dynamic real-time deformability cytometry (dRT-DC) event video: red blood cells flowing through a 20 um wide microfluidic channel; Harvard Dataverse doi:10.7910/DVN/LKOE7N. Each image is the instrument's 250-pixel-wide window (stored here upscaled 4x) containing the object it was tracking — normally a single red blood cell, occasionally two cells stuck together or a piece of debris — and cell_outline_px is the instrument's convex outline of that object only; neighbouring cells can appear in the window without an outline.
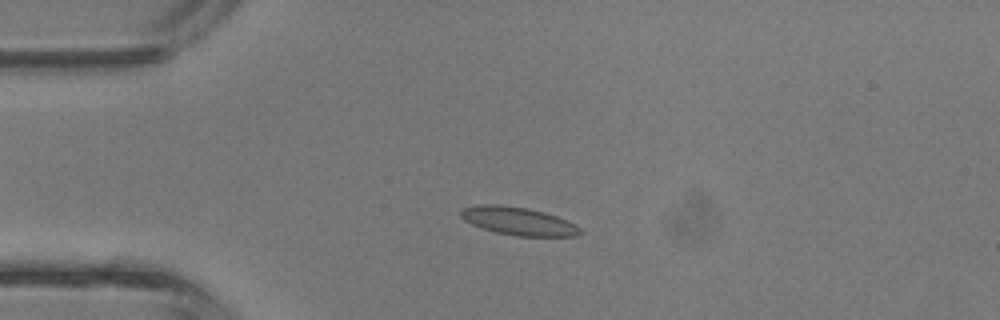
{"species": "common noctule bat (a hibernating species)", "species_latin": "Nyctalus noctula", "temperature_condition": "room temperature", "stored_images_in_passage": 16, "camera_frame_rate_fps": 3000, "um_per_image_px": 0.085, "animal": {"sex": "male", "body_mass_g": 13.3}, "frame": {"image": 1, "passage_image": 9, "time_ms": 2.667, "image_size_px": [1000, 320], "cell_outline_px": [[584, 232], [576, 236], [516, 236], [496, 232], [472, 224], [464, 220], [460, 216], [460, 208], [480, 204], [500, 204], [528, 208], [544, 212], [556, 216], [576, 224]], "centroid_in_image_um": [44.05, 18.78], "position_along_channel_um": 40.9, "area_um2": 19.59}}
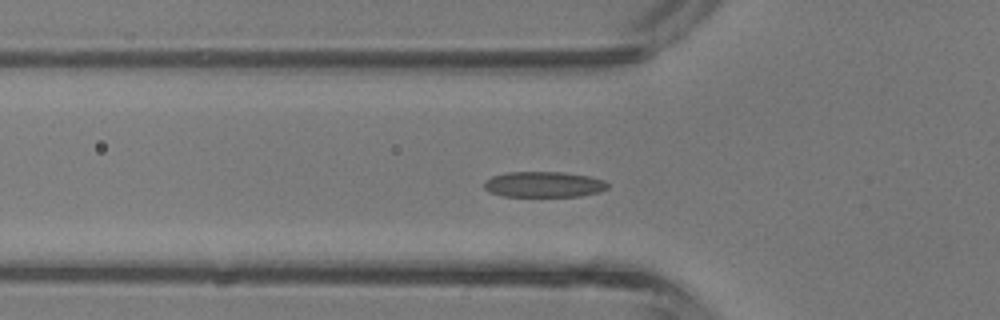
{"frame": {"image": 2, "passage_image": 13, "time_ms": 4.0, "image_size_px": [1000, 320], "cell_outline_px": [[608, 188], [600, 192], [580, 196], [504, 196], [488, 192], [484, 188], [484, 180], [492, 176], [508, 172], [564, 172], [588, 176], [604, 180], [608, 184]], "centroid_in_image_um": [46.21, 15.67], "position_along_channel_um": 79.6, "area_um2": 18.55}}
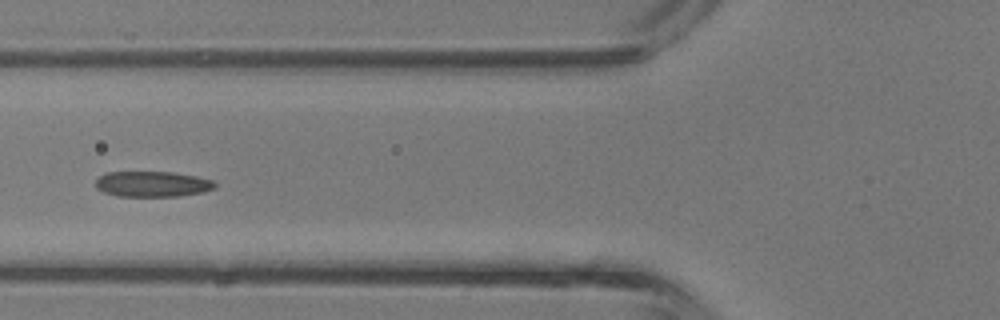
{"frame": {"image": 3, "passage_image": 15, "time_ms": 4.667, "image_size_px": [1000, 320], "cell_outline_px": [[216, 188], [204, 192], [180, 196], [116, 196], [104, 192], [96, 188], [96, 180], [104, 172], [172, 172], [196, 176], [216, 180]], "centroid_in_image_um": [12.99, 15.64], "position_along_channel_um": 112.8, "area_um2": 17.98}}